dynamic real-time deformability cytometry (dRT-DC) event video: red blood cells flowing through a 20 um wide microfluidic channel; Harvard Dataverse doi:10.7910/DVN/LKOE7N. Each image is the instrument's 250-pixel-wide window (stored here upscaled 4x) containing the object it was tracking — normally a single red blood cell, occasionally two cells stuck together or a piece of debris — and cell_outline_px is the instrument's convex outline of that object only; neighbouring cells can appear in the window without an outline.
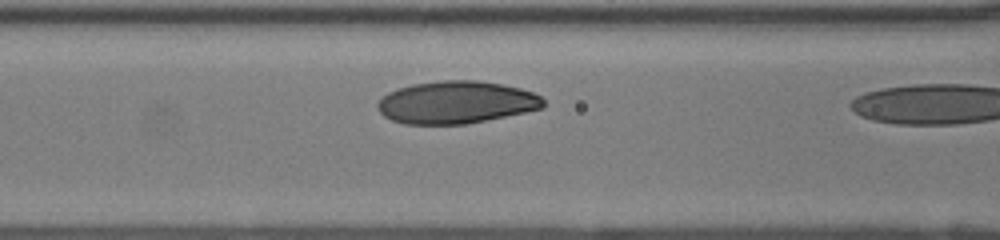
{"species": "human", "species_latin": "Homo sapiens", "temperature_condition": "room temperature", "stored_images_in_passage": 9, "camera_frame_rate_fps": 3000, "um_per_image_px": 0.085, "donor": {"sex": "female"}, "frame": {"image": 1, "passage_image": 8, "time_ms": 2.333, "image_size_px": [1000, 240], "cell_outline_px": [[544, 108], [464, 124], [404, 124], [392, 120], [384, 116], [376, 108], [376, 104], [388, 92], [396, 88], [412, 84], [444, 80], [476, 80], [500, 84], [520, 88], [532, 92], [540, 96], [544, 100]], "centroid_in_image_um": [38.74, 8.69], "position_along_channel_um": 127.9, "area_um2": 40.86}}